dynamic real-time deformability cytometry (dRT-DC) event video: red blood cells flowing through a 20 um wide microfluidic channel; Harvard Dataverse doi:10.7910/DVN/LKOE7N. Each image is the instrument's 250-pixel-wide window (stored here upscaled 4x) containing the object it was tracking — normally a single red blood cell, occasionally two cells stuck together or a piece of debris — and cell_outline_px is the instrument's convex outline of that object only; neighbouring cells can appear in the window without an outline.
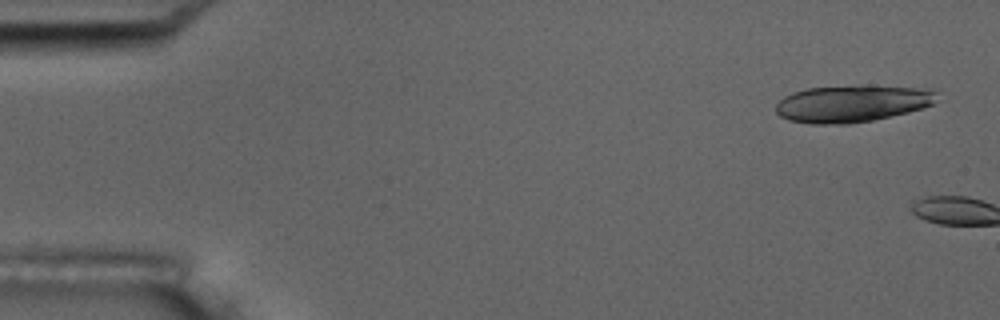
{"species": "common noctule bat (a hibernating species)", "species_latin": "Nyctalus noctula", "temperature_condition": "room temperature", "stored_images_in_passage": 4, "camera_frame_rate_fps": 3000, "um_per_image_px": 0.085, "animal": {"sex": "male", "body_mass_g": 17.5, "forearm_length_mm": 52.3}, "frame": {"image": 1, "passage_image": 2, "time_ms": 0.333, "image_size_px": [1000, 320], "cell_outline_px": [[936, 92], [932, 104], [924, 108], [892, 116], [872, 120], [848, 124], [808, 124], [788, 120], [780, 116], [776, 112], [776, 104], [784, 96], [792, 92], [808, 88], [932, 88]], "centroid_in_image_um": [72.36, 8.86], "position_along_channel_um": 12.6, "area_um2": 33.58}}